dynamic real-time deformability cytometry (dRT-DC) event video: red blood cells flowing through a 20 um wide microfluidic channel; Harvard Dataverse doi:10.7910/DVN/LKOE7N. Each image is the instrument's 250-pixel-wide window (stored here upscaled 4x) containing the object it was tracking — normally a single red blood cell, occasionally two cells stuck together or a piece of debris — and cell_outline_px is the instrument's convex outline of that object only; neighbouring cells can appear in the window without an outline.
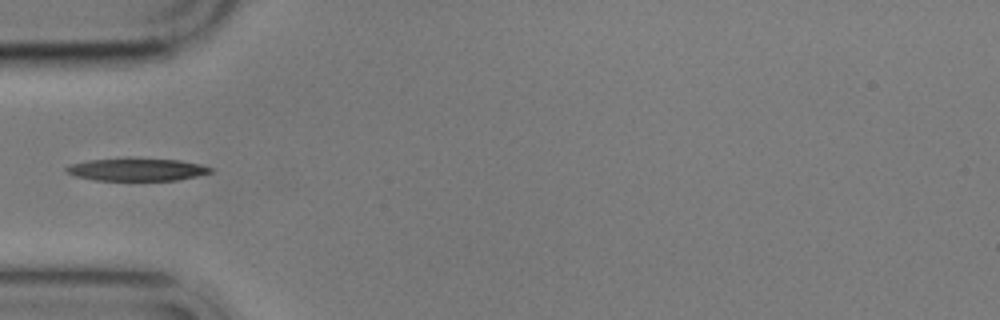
{"species": "common noctule bat (a hibernating species)", "species_latin": "Nyctalus noctula", "temperature_condition": "cold", "stored_images_in_passage": 4, "camera_frame_rate_fps": 3000, "um_per_image_px": 0.085, "animal": {"sex": "male", "body_mass_g": 17.9}, "frame": {"image": 1, "passage_image": 4, "time_ms": 3.667, "image_size_px": [1000, 320], "cell_outline_px": [[212, 172], [196, 176], [176, 180], [96, 180], [76, 176], [68, 172], [64, 168], [68, 164], [88, 160], [128, 156], [180, 160], [200, 164], [212, 168]], "centroid_in_image_um": [11.6, 14.37], "position_along_channel_um": 73.4, "area_um2": 19.54}}